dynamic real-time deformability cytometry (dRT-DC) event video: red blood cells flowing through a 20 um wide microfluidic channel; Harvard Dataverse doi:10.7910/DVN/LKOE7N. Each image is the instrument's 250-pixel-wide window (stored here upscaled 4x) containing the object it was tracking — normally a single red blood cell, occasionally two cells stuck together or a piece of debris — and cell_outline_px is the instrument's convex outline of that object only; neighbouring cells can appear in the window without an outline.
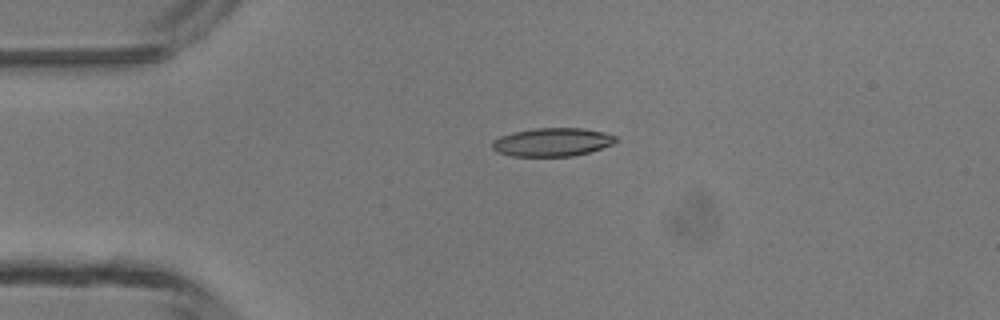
{"species": "common noctule bat (a hibernating species)", "species_latin": "Nyctalus noctula", "temperature_condition": "room temperature", "stored_images_in_passage": 4, "camera_frame_rate_fps": 3000, "um_per_image_px": 0.085, "animal": {"sex": "male", "body_mass_g": 13.3}, "frame": {"image": 1, "passage_image": 3, "time_ms": 3.333, "image_size_px": [1000, 320], "cell_outline_px": [[620, 140], [612, 144], [588, 152], [572, 156], [512, 156], [496, 152], [492, 148], [492, 140], [500, 136], [512, 132], [536, 128], [584, 128], [604, 132], [616, 136]], "centroid_in_image_um": [46.93, 12.07], "position_along_channel_um": 38.1, "area_um2": 20.52}}